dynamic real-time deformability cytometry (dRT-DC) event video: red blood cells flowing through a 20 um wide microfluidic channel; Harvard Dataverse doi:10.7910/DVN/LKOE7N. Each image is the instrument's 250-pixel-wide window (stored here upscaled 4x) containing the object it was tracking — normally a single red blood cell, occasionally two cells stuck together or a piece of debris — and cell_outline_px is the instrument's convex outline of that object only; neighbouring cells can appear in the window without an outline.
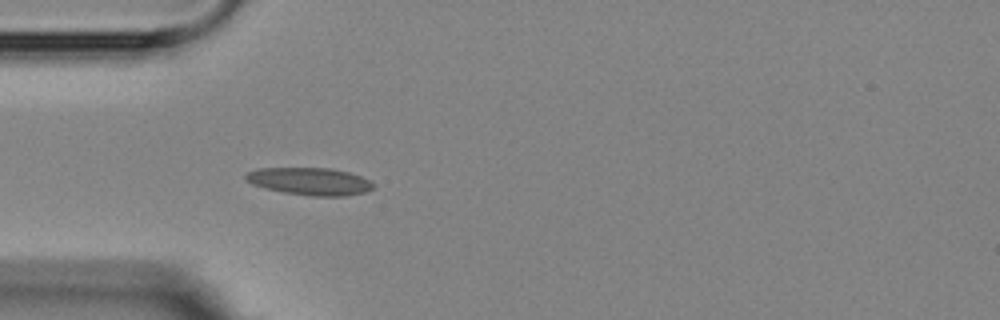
{"species": "Egyptian fruit bat (a non-hibernating species)", "species_latin": "Rousettus aegyptiacus", "temperature_condition": "room temperature", "stored_images_in_passage": 5, "camera_frame_rate_fps": 3000, "um_per_image_px": 0.085, "animal": {"sex": "female"}, "frame": {"image": 1, "passage_image": 5, "time_ms": 4.667, "image_size_px": [1000, 320], "cell_outline_px": [[372, 188], [364, 192], [344, 196], [312, 196], [284, 192], [264, 188], [252, 184], [244, 180], [244, 176], [248, 172], [260, 168], [332, 168], [348, 172], [360, 176], [368, 180], [372, 184]], "centroid_in_image_um": [26.28, 15.41], "position_along_channel_um": 58.7, "area_um2": 20.23}}